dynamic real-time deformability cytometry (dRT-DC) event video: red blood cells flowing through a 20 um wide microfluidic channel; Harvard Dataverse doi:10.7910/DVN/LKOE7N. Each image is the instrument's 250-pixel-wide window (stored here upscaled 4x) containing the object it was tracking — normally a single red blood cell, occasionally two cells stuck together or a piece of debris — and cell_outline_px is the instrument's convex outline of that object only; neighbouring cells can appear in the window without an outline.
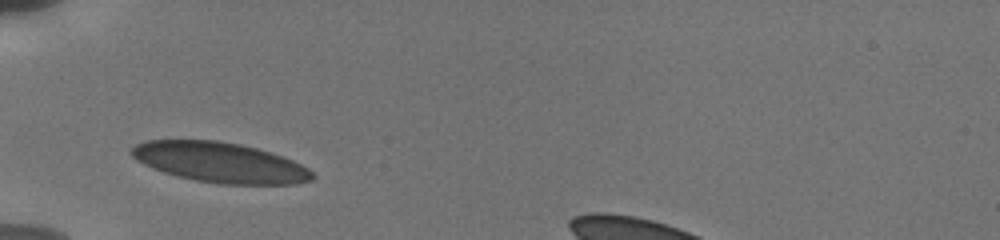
{"species": "human", "species_latin": "Homo sapiens", "temperature_condition": "cold", "stored_images_in_passage": 37, "camera_frame_rate_fps": 3000, "um_per_image_px": 0.085, "donor": {"sex": "male"}, "frame": {"image": 1, "passage_image": 1, "time_ms": 0.0, "image_size_px": [1000, 240], "cell_outline_px": [[316, 176], [312, 180], [296, 184], [224, 184], [196, 180], [176, 176], [152, 168], [136, 160], [132, 156], [132, 148], [136, 144], [144, 140], [216, 140], [240, 144], [256, 148], [292, 160], [308, 168]], "centroid_in_image_um": [18.69, 13.81], "position_along_channel_um": 66.3, "area_um2": 42.08}}
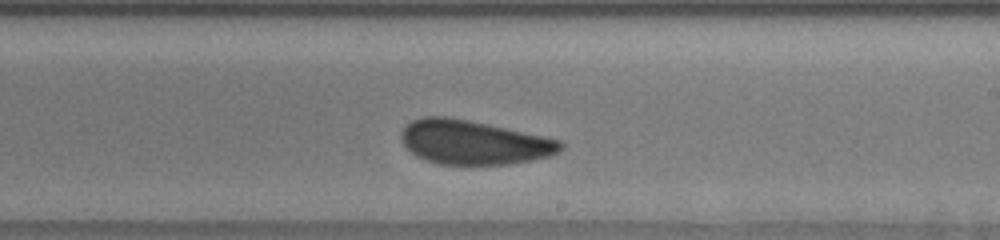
{"frame": {"image": 2, "passage_image": 19, "time_ms": 5.0, "image_size_px": [1000, 240], "cell_outline_px": [[564, 148], [548, 156], [532, 160], [508, 164], [440, 164], [424, 160], [416, 156], [400, 140], [400, 132], [412, 120], [424, 116], [448, 116], [468, 120], [544, 136], [560, 140], [564, 144]], "centroid_in_image_um": [40.23, 12.09], "position_along_channel_um": 248.8, "area_um2": 40.81}}
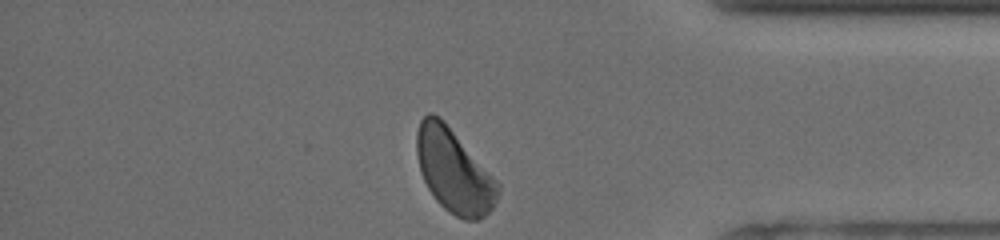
{"frame": {"image": 3, "passage_image": 37, "time_ms": 9.333, "image_size_px": [1000, 240], "cell_outline_px": [[500, 192], [492, 208], [480, 220], [464, 220], [448, 212], [436, 200], [428, 188], [420, 172], [416, 152], [416, 132], [420, 120], [428, 112], [432, 112], [444, 120], [500, 184]], "centroid_in_image_um": [38.57, 14.52], "position_along_channel_um": 396.6, "area_um2": 39.54}, "authors_computed_cell_mechanics": {"area_um2": 41.1536, "velocity_mm_per_s": 3.7729, "shape_relaxation_time_tau1_ms": 4.7999, "shape_relaxation_time_tau2_ms": 0.9113, "deformation_change_tau1": 0.0911, "deformation_change_tau2": 0.0584}}